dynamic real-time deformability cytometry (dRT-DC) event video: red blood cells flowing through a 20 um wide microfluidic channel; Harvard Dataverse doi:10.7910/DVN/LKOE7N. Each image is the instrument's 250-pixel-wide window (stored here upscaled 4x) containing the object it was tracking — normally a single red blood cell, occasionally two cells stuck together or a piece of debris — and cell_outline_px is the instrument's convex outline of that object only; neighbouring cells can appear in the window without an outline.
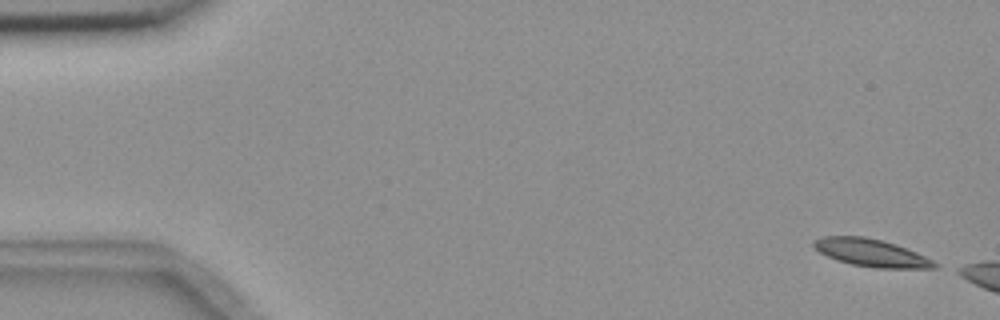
{"species": "common noctule bat (a hibernating species)", "species_latin": "Nyctalus noctula", "temperature_condition": "room temperature", "stored_images_in_passage": 3, "camera_frame_rate_fps": 3000, "um_per_image_px": 0.085, "animal": {"sex": "female", "body_mass_g": 18.4}, "frame": {"image": 1, "passage_image": 1, "time_ms": 0.0, "image_size_px": [1000, 320], "cell_outline_px": [[940, 264], [936, 268], [876, 268], [852, 264], [828, 256], [820, 252], [812, 244], [812, 240], [824, 236], [864, 236], [896, 244], [916, 252]], "centroid_in_image_um": [74.07, 21.48], "position_along_channel_um": 10.9, "area_um2": 19.19}}